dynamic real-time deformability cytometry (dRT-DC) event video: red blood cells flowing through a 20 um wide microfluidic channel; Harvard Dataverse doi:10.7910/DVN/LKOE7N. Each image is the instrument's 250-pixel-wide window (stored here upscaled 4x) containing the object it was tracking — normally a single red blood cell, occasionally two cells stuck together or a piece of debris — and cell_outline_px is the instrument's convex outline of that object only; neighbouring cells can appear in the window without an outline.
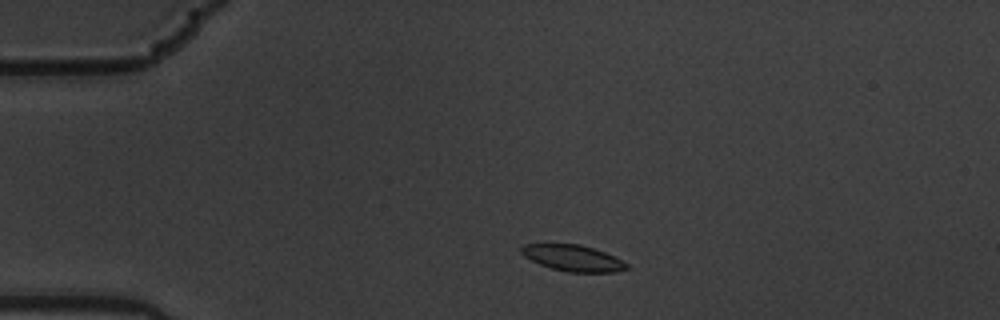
{"species": "common noctule bat (a hibernating species)", "species_latin": "Nyctalus noctula", "temperature_condition": "warm", "stored_images_in_passage": 5, "camera_frame_rate_fps": 3000, "um_per_image_px": 0.085, "animal": {"sex": "male", "body_mass_g": 19.5, "forearm_length_mm": 54.6}, "frame": {"image": 1, "passage_image": 2, "time_ms": 0.333, "image_size_px": [1000, 320], "cell_outline_px": [[628, 268], [616, 272], [568, 272], [552, 268], [540, 264], [524, 256], [520, 252], [520, 248], [524, 244], [580, 244], [604, 252], [628, 264]], "centroid_in_image_um": [48.67, 21.93], "position_along_channel_um": 36.3, "area_um2": 15.84}}
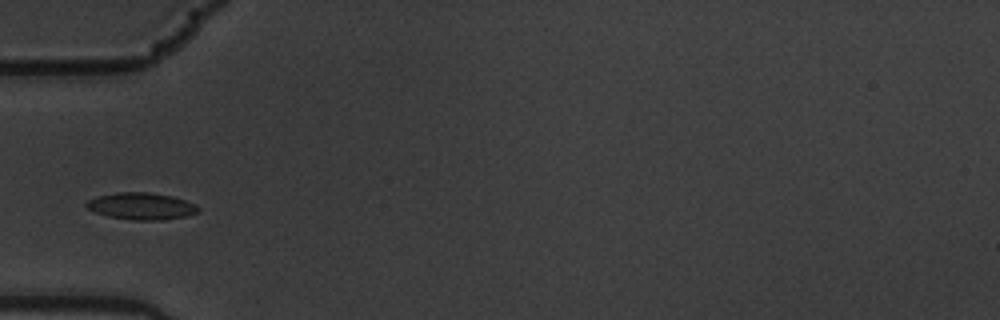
{"frame": {"image": 2, "passage_image": 4, "time_ms": 1.0, "image_size_px": [1000, 320], "cell_outline_px": [[200, 212], [188, 216], [160, 220], [132, 220], [108, 216], [96, 212], [88, 208], [84, 204], [88, 200], [96, 196], [116, 192], [148, 192], [172, 196], [184, 200], [200, 208]], "centroid_in_image_um": [12.01, 17.52], "position_along_channel_um": 73.0, "area_um2": 17.51}}
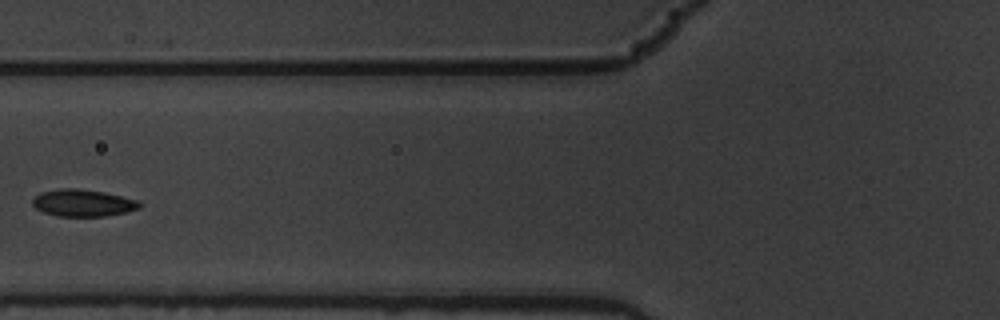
{"frame": {"image": 3, "passage_image": 5, "time_ms": 1.333, "image_size_px": [1000, 320], "cell_outline_px": [[140, 208], [128, 212], [104, 216], [56, 216], [44, 212], [36, 208], [32, 204], [32, 200], [40, 192], [60, 188], [76, 188], [104, 192], [136, 200], [140, 204]], "centroid_in_image_um": [7.02, 17.25], "position_along_channel_um": 118.8, "area_um2": 16.76}}